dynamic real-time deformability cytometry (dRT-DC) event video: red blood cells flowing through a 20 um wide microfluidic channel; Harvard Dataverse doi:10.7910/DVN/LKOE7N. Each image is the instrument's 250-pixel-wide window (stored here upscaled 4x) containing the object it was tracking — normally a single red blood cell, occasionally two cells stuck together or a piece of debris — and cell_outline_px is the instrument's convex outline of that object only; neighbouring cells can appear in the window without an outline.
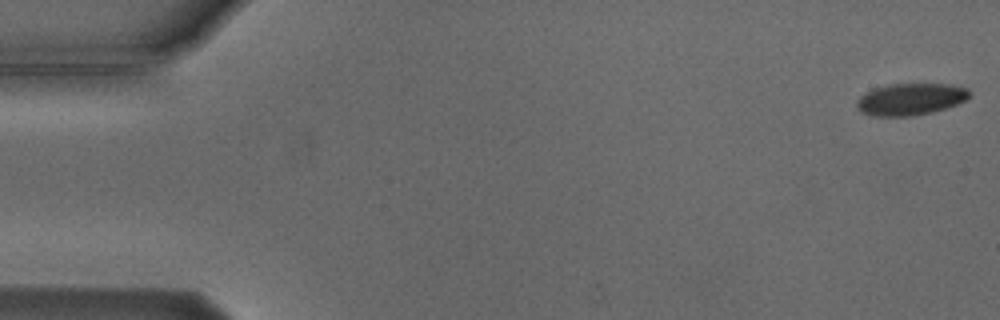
{"species": "Egyptian fruit bat (a non-hibernating species)", "species_latin": "Rousettus aegyptiacus", "temperature_condition": "cold", "stored_images_in_passage": 6, "camera_frame_rate_fps": 3000, "um_per_image_px": 0.085, "animal": {"sex": "male"}, "frame": {"image": 1, "passage_image": 1, "time_ms": 0.0, "image_size_px": [1000, 320], "cell_outline_px": [[968, 96], [964, 100], [956, 104], [944, 108], [928, 112], [908, 116], [872, 116], [860, 112], [856, 108], [856, 100], [860, 96], [876, 88], [892, 84], [952, 84], [968, 88]], "centroid_in_image_um": [77.34, 8.43], "position_along_channel_um": 7.7, "area_um2": 20.58}}